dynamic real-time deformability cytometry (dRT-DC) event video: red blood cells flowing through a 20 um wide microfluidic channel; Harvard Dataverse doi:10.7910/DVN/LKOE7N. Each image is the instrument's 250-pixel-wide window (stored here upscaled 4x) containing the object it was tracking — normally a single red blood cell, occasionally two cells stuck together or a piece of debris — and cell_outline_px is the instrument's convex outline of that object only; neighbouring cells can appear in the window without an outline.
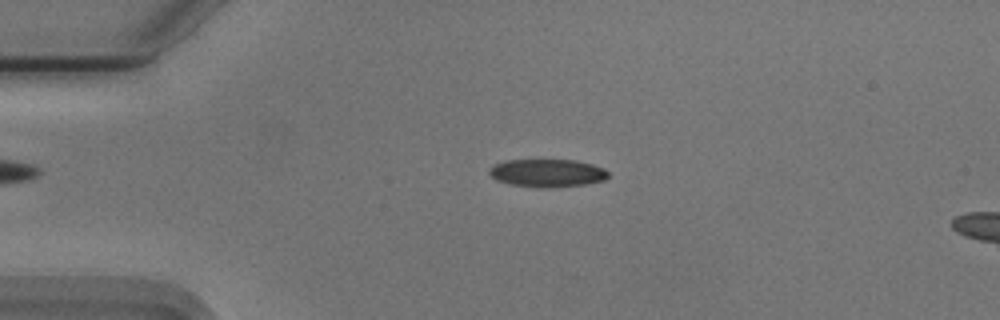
{"species": "Egyptian fruit bat (a non-hibernating species)", "species_latin": "Rousettus aegyptiacus", "temperature_condition": "cold", "stored_images_in_passage": 8, "camera_frame_rate_fps": 3000, "um_per_image_px": 0.085, "animal": {"sex": "male"}, "frame": {"image": 1, "passage_image": 4, "time_ms": 1.0, "image_size_px": [1000, 320], "cell_outline_px": [[608, 176], [604, 180], [588, 184], [544, 188], [512, 184], [496, 180], [488, 172], [488, 168], [492, 164], [504, 160], [576, 160], [592, 164], [604, 168], [608, 172]], "centroid_in_image_um": [46.5, 14.69], "position_along_channel_um": 38.5, "area_um2": 19.42}}